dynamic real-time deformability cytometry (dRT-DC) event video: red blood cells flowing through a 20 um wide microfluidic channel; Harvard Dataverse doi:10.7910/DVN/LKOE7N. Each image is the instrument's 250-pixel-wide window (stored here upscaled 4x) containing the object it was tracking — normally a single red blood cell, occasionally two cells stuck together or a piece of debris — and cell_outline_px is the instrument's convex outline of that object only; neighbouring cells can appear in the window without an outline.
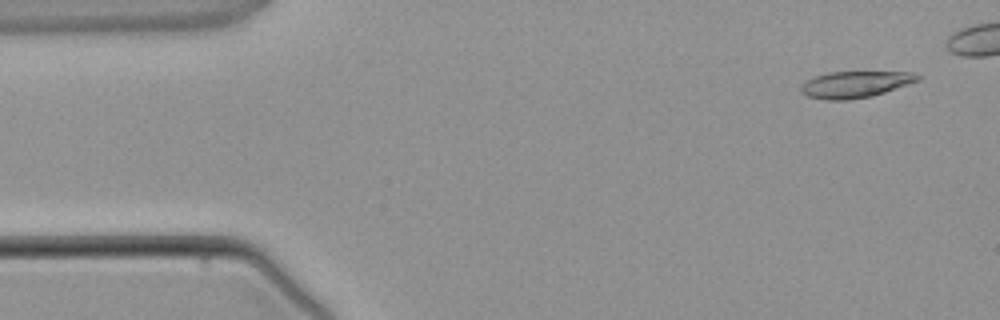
{"species": "common noctule bat (a hibernating species)", "species_latin": "Nyctalus noctula", "temperature_condition": "warm", "stored_images_in_passage": 4, "camera_frame_rate_fps": 3000, "um_per_image_px": 0.085, "animal": {"sex": "male", "body_mass_g": 21.5, "forearm_length_mm": 52.0}, "frame": {"image": 1, "passage_image": 1, "time_ms": 0.0, "image_size_px": [1000, 320], "cell_outline_px": [[920, 80], [872, 96], [848, 100], [824, 100], [808, 96], [800, 88], [808, 80], [816, 76], [828, 72], [916, 72], [920, 76]], "centroid_in_image_um": [72.73, 7.17], "position_along_channel_um": 12.3, "area_um2": 17.8}}